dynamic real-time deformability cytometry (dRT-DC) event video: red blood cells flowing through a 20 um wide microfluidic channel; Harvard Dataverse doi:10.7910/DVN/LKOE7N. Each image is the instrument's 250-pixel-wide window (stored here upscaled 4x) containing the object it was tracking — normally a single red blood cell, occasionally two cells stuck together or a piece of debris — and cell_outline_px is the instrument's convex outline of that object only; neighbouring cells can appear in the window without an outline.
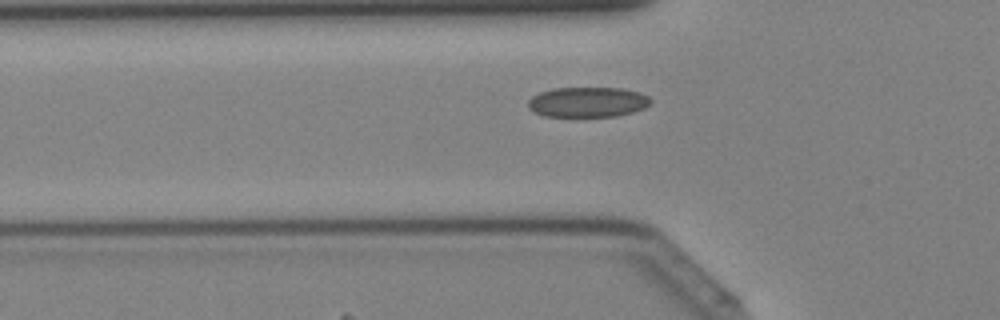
{"species": "Egyptian fruit bat (a non-hibernating species)", "species_latin": "Rousettus aegyptiacus", "temperature_condition": "cold", "stored_images_in_passage": 38, "camera_frame_rate_fps": 3000, "um_per_image_px": 0.085, "animal": {"sex": "female"}, "frame": {"image": 1, "passage_image": 14, "time_ms": 4.333, "image_size_px": [1000, 320], "cell_outline_px": [[652, 100], [644, 108], [632, 112], [616, 116], [544, 116], [528, 108], [528, 100], [532, 96], [540, 92], [552, 88], [620, 88], [640, 92], [648, 96]], "centroid_in_image_um": [49.94, 8.67], "position_along_channel_um": 75.9, "area_um2": 21.44}}
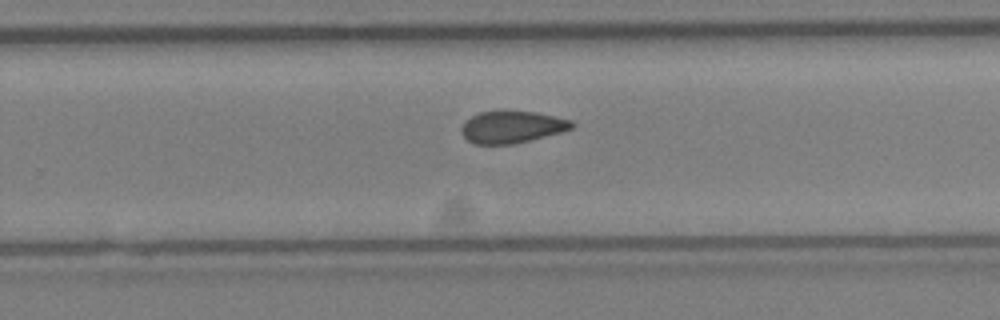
{"frame": {"image": 2, "passage_image": 27, "time_ms": 8.667, "image_size_px": [1000, 320], "cell_outline_px": [[576, 124], [572, 128], [564, 132], [512, 144], [476, 144], [468, 140], [460, 132], [464, 120], [480, 112], [536, 112], [572, 120]], "centroid_in_image_um": [43.54, 10.8], "position_along_channel_um": 286.3, "area_um2": 20.46}}
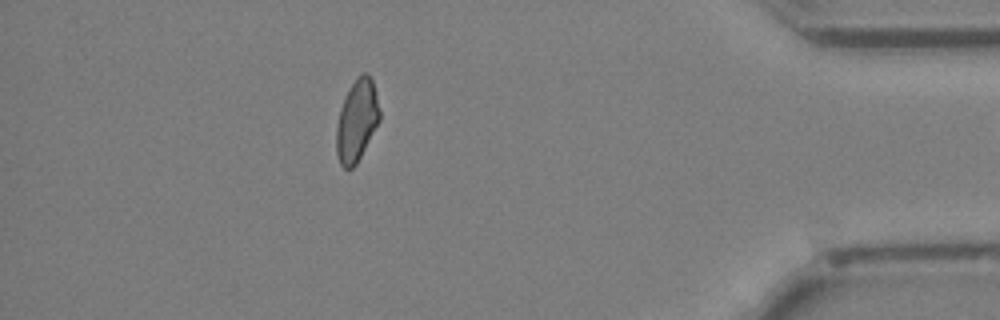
{"frame": {"image": 3, "passage_image": 37, "time_ms": 12.0, "image_size_px": [1000, 320], "cell_outline_px": [[380, 120], [356, 164], [352, 168], [344, 168], [340, 164], [336, 152], [336, 128], [340, 108], [344, 96], [348, 88], [356, 76], [364, 72], [368, 72], [372, 80], [380, 112]], "centroid_in_image_um": [30.31, 10.22], "position_along_channel_um": 404.9, "area_um2": 20.63}}